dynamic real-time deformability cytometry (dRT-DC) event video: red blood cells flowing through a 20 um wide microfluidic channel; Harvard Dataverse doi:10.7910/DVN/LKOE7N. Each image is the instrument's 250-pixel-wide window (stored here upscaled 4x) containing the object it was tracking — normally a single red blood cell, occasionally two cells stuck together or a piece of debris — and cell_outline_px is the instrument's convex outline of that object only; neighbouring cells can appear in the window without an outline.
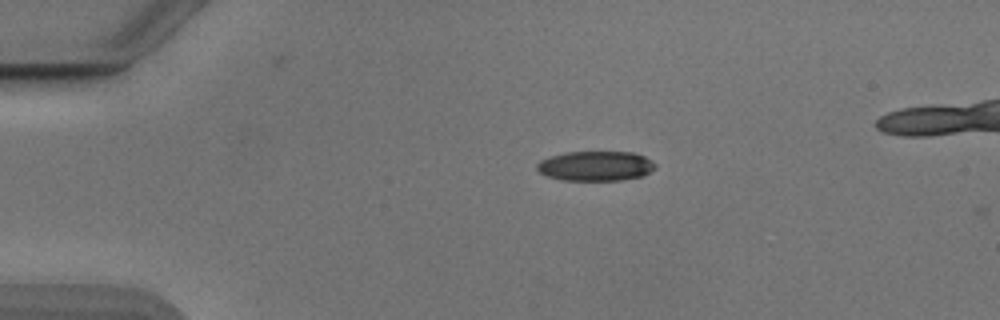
{"species": "Egyptian fruit bat (a non-hibernating species)", "species_latin": "Rousettus aegyptiacus", "temperature_condition": "cold", "stored_images_in_passage": 2, "camera_frame_rate_fps": 3000, "um_per_image_px": 0.085, "animal": {"sex": "male"}, "frame": {"image": 1, "passage_image": 1, "time_ms": 0.0, "image_size_px": [1000, 320], "cell_outline_px": [[656, 168], [644, 176], [620, 180], [564, 180], [548, 176], [540, 172], [536, 168], [536, 164], [540, 160], [564, 152], [636, 152], [652, 160], [656, 164]], "centroid_in_image_um": [50.67, 14.1], "position_along_channel_um": 34.3, "area_um2": 20.63}}